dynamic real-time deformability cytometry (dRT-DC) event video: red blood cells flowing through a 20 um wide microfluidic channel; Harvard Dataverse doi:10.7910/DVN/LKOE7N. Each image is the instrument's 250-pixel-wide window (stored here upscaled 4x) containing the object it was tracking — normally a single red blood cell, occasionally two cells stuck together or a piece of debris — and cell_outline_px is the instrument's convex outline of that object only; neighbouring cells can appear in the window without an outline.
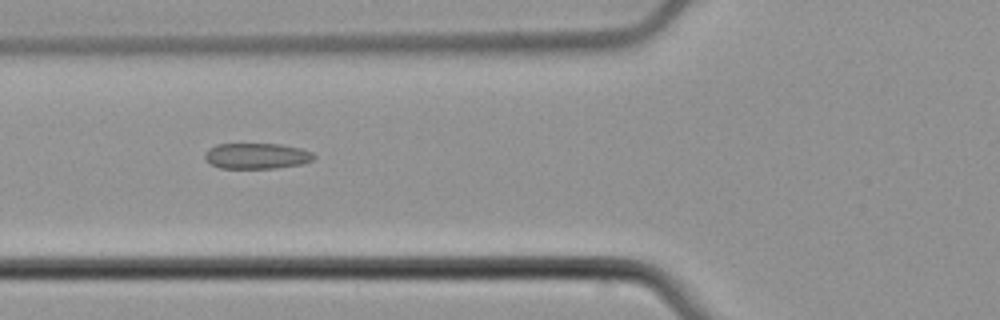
{"species": "common noctule bat (a hibernating species)", "species_latin": "Nyctalus noctula", "temperature_condition": "cold", "stored_images_in_passage": 46, "camera_frame_rate_fps": 3000, "um_per_image_px": 0.085, "animal": {"sex": "male", "body_mass_g": 21.5, "forearm_length_mm": 52.0}, "frame": {"image": 1, "passage_image": 16, "time_ms": 5.0, "image_size_px": [1000, 320], "cell_outline_px": [[316, 156], [312, 160], [304, 164], [276, 168], [220, 168], [212, 164], [204, 156], [204, 152], [208, 148], [216, 144], [280, 144], [300, 148], [312, 152]], "centroid_in_image_um": [21.83, 13.25], "position_along_channel_um": 104.0, "area_um2": 16.42}}
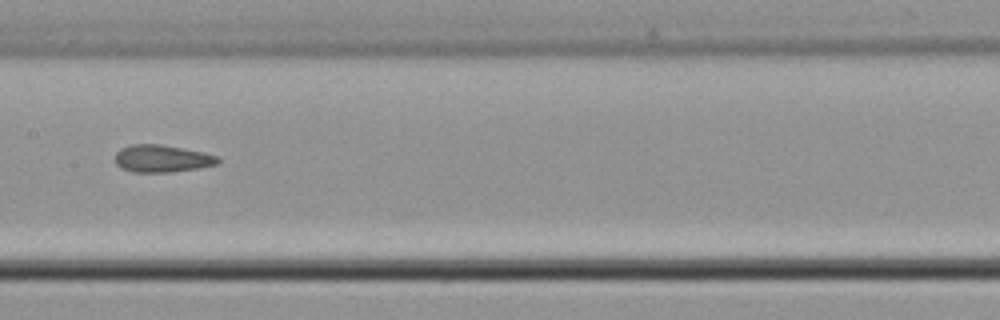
{"frame": {"image": 2, "passage_image": 23, "time_ms": 7.333, "image_size_px": [1000, 320], "cell_outline_px": [[220, 160], [216, 164], [196, 168], [168, 172], [132, 172], [116, 164], [116, 152], [120, 148], [132, 144], [160, 144], [220, 156]], "centroid_in_image_um": [13.74, 13.47], "position_along_channel_um": 193.7, "area_um2": 16.07}}
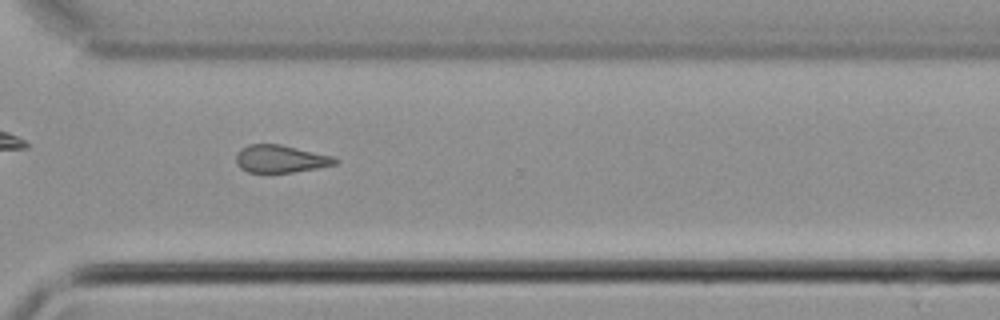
{"frame": {"image": 3, "passage_image": 35, "time_ms": 11.333, "image_size_px": [1000, 320], "cell_outline_px": [[340, 160], [336, 164], [316, 168], [292, 172], [248, 172], [240, 168], [236, 164], [236, 156], [240, 148], [248, 144], [280, 144], [332, 156]], "centroid_in_image_um": [23.82, 13.49], "position_along_channel_um": 346.8, "area_um2": 15.84}}